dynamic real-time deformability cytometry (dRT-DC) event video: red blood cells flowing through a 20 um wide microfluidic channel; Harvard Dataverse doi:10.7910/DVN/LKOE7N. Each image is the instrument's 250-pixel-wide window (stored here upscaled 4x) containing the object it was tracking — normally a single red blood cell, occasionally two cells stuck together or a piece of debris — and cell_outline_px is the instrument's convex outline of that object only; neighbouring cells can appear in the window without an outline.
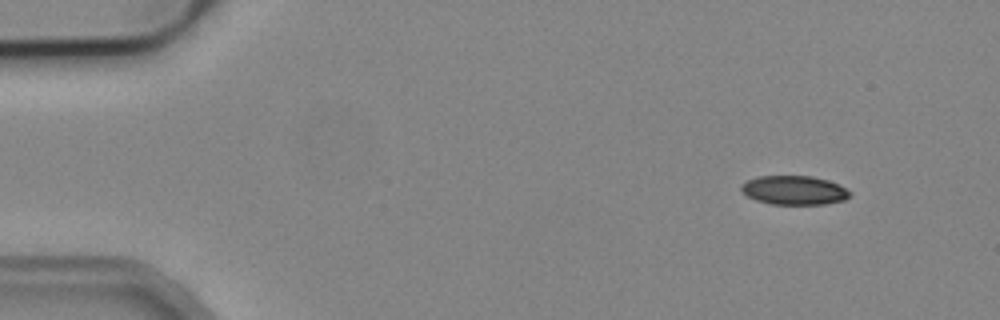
{"species": "common noctule bat (a hibernating species)", "species_latin": "Nyctalus noctula", "temperature_condition": "cold", "stored_images_in_passage": 4, "camera_frame_rate_fps": 3000, "um_per_image_px": 0.085, "animal": {"sex": "male", "body_mass_g": 19.2, "forearm_length_mm": 51.8}, "frame": {"image": 1, "passage_image": 1, "time_ms": 0.0, "image_size_px": [1000, 320], "cell_outline_px": [[852, 196], [844, 200], [824, 204], [772, 204], [756, 200], [748, 196], [740, 188], [740, 184], [756, 176], [812, 176], [828, 180], [852, 192]], "centroid_in_image_um": [67.5, 16.16], "position_along_channel_um": 17.5, "area_um2": 18.32}}
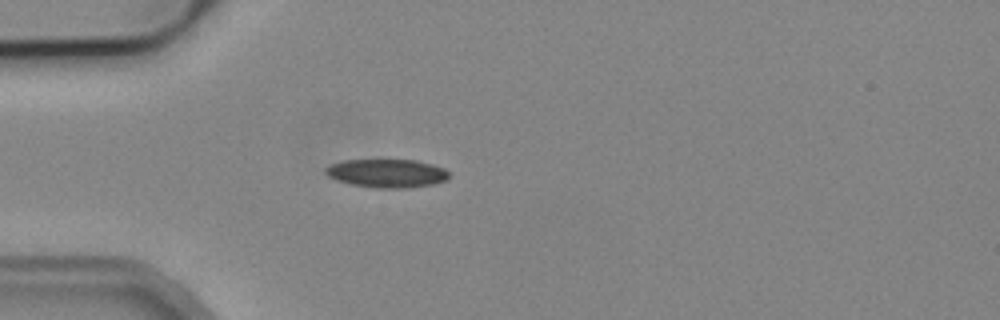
{"frame": {"image": 2, "passage_image": 4, "time_ms": 3.333, "image_size_px": [1000, 320], "cell_outline_px": [[448, 176], [444, 180], [432, 184], [408, 188], [376, 188], [352, 184], [336, 180], [328, 176], [324, 172], [324, 168], [332, 164], [344, 160], [416, 160], [432, 164], [444, 168], [448, 172]], "centroid_in_image_um": [32.86, 14.73], "position_along_channel_um": 52.1, "area_um2": 20.35}}